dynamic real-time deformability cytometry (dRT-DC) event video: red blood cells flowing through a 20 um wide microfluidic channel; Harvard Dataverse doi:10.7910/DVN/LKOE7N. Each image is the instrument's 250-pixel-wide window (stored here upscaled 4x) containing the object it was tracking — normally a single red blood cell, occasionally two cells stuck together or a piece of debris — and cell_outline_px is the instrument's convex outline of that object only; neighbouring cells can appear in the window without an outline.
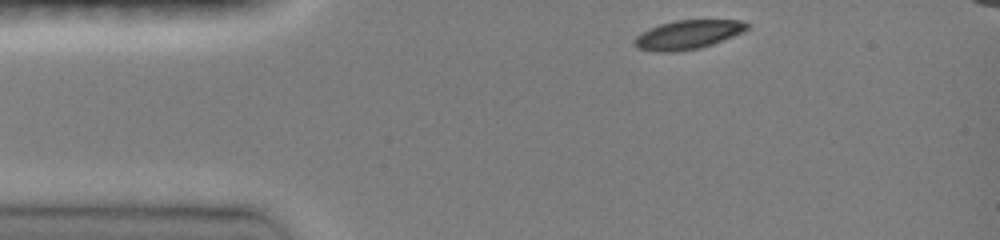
{"species": "common noctule bat (a hibernating species)", "species_latin": "Nyctalus noctula", "temperature_condition": "room temperature", "stored_images_in_passage": 6, "camera_frame_rate_fps": 3000, "um_per_image_px": 0.085, "animal": {"sex": "female", "body_mass_g": 19.0, "forearm_length_mm": 51.5}, "frame": {"image": 1, "passage_image": 1, "time_ms": 0.0, "image_size_px": [1000, 240], "cell_outline_px": [[748, 28], [744, 32], [712, 44], [700, 48], [676, 52], [656, 52], [636, 48], [636, 36], [660, 24], [676, 20], [744, 20], [748, 24]], "centroid_in_image_um": [58.51, 2.95], "position_along_channel_um": 26.5, "area_um2": 18.84}}
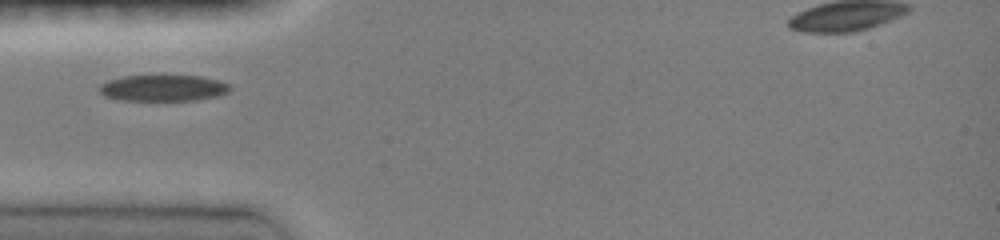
{"frame": {"image": 2, "passage_image": 5, "time_ms": 2.333, "image_size_px": [1000, 240], "cell_outline_px": [[232, 88], [228, 92], [216, 96], [196, 100], [120, 100], [104, 96], [96, 88], [100, 84], [108, 80], [120, 76], [200, 76], [216, 80], [228, 84]], "centroid_in_image_um": [13.81, 7.48], "position_along_channel_um": 71.2, "area_um2": 19.94}}